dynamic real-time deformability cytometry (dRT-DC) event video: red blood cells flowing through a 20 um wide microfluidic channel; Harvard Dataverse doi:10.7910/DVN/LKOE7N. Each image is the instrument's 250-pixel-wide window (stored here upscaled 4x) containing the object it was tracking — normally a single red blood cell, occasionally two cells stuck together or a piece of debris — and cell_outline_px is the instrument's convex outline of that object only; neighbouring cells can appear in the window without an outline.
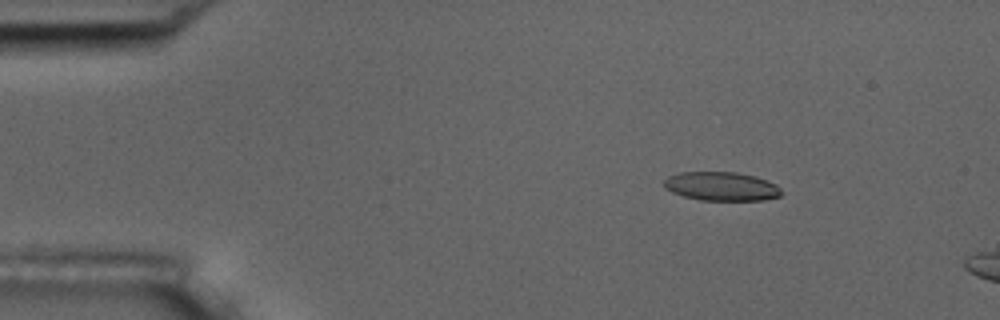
{"species": "common noctule bat (a hibernating species)", "species_latin": "Nyctalus noctula", "temperature_condition": "room temperature", "stored_images_in_passage": 16, "camera_frame_rate_fps": 3000, "um_per_image_px": 0.085, "animal": {"sex": "male", "body_mass_g": 17.5, "forearm_length_mm": 52.3}, "frame": {"image": 1, "passage_image": 3, "time_ms": 2.333, "image_size_px": [1000, 320], "cell_outline_px": [[784, 192], [780, 196], [764, 200], [700, 200], [684, 196], [672, 192], [664, 188], [664, 180], [668, 176], [680, 172], [736, 172], [756, 176], [776, 184]], "centroid_in_image_um": [61.34, 15.83], "position_along_channel_um": 23.7, "area_um2": 19.83}, "authors_computed_cell_mechanics": {"area_um2": 20.9236, "velocity_mm_per_s": 3.6211, "shape_relaxation_time_tau1_ms": 6.0308, "shape_relaxation_time_tau2_ms": 1.1158, "deformation_change_tau1": 0.1669, "deformation_change_tau2": 0.0758}}